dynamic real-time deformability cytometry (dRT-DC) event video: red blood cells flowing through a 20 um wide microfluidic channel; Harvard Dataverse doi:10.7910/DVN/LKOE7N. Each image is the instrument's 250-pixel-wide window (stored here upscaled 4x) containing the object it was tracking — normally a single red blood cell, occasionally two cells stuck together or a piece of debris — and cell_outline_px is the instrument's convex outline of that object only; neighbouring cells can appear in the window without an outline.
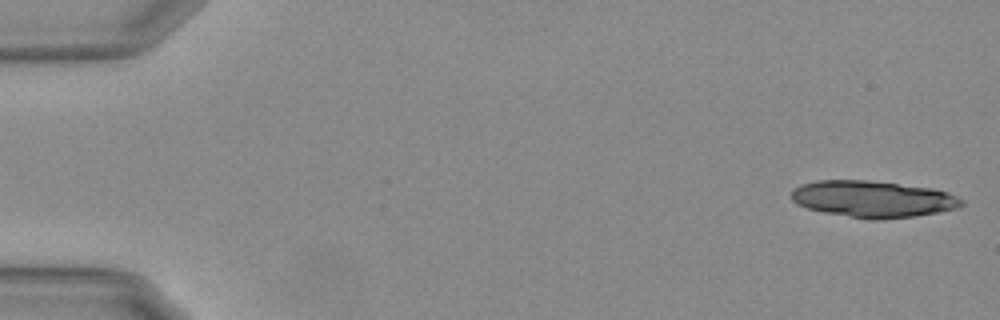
{"species": "Egyptian fruit bat (a non-hibernating species)", "species_latin": "Rousettus aegyptiacus", "temperature_condition": "warm", "stored_images_in_passage": 29, "camera_frame_rate_fps": 3000, "um_per_image_px": 0.085, "animal": {"sex": "female"}, "frame": {"image": 1, "passage_image": 1, "time_ms": 0.0, "image_size_px": [1000, 320], "cell_outline_px": [[964, 204], [956, 208], [916, 216], [880, 220], [872, 220], [824, 212], [808, 208], [796, 204], [792, 200], [792, 188], [800, 184], [816, 180], [868, 180], [932, 188], [948, 192], [964, 200]], "centroid_in_image_um": [74.18, 16.91], "position_along_channel_um": 10.8, "area_um2": 36.36}}
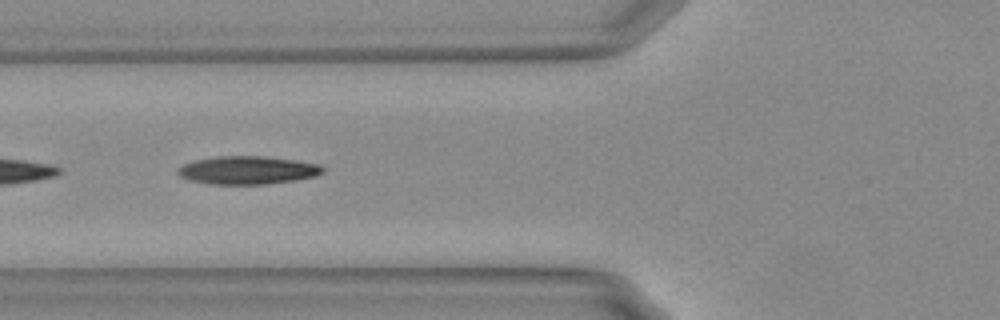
{"frame": {"image": 2, "passage_image": 21, "time_ms": 6.667, "image_size_px": [1000, 320], "cell_outline_px": [[324, 172], [316, 176], [296, 180], [264, 184], [208, 184], [188, 180], [180, 176], [176, 172], [176, 168], [184, 164], [196, 160], [216, 156], [264, 156], [296, 160], [320, 164], [324, 168]], "centroid_in_image_um": [21.04, 14.46], "position_along_channel_um": 104.8, "area_um2": 23.93}}